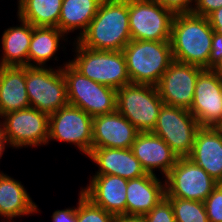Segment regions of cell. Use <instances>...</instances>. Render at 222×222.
<instances>
[{
  "mask_svg": "<svg viewBox=\"0 0 222 222\" xmlns=\"http://www.w3.org/2000/svg\"><path fill=\"white\" fill-rule=\"evenodd\" d=\"M163 104L154 85L131 83L117 90L116 110L139 132L153 131Z\"/></svg>",
  "mask_w": 222,
  "mask_h": 222,
  "instance_id": "6",
  "label": "cell"
},
{
  "mask_svg": "<svg viewBox=\"0 0 222 222\" xmlns=\"http://www.w3.org/2000/svg\"><path fill=\"white\" fill-rule=\"evenodd\" d=\"M20 26L5 29L2 34V58L3 66H28V50L31 43L33 26L22 19Z\"/></svg>",
  "mask_w": 222,
  "mask_h": 222,
  "instance_id": "23",
  "label": "cell"
},
{
  "mask_svg": "<svg viewBox=\"0 0 222 222\" xmlns=\"http://www.w3.org/2000/svg\"><path fill=\"white\" fill-rule=\"evenodd\" d=\"M30 107L26 91V67L3 66L0 72V118Z\"/></svg>",
  "mask_w": 222,
  "mask_h": 222,
  "instance_id": "21",
  "label": "cell"
},
{
  "mask_svg": "<svg viewBox=\"0 0 222 222\" xmlns=\"http://www.w3.org/2000/svg\"><path fill=\"white\" fill-rule=\"evenodd\" d=\"M146 174L129 179L126 190V215L144 216L166 195L165 180Z\"/></svg>",
  "mask_w": 222,
  "mask_h": 222,
  "instance_id": "20",
  "label": "cell"
},
{
  "mask_svg": "<svg viewBox=\"0 0 222 222\" xmlns=\"http://www.w3.org/2000/svg\"><path fill=\"white\" fill-rule=\"evenodd\" d=\"M131 149L148 174L156 175L154 172L158 168L164 174V178L178 159L171 147L152 132H139Z\"/></svg>",
  "mask_w": 222,
  "mask_h": 222,
  "instance_id": "17",
  "label": "cell"
},
{
  "mask_svg": "<svg viewBox=\"0 0 222 222\" xmlns=\"http://www.w3.org/2000/svg\"><path fill=\"white\" fill-rule=\"evenodd\" d=\"M213 32L207 17L192 12L174 15L170 37L174 61L209 69Z\"/></svg>",
  "mask_w": 222,
  "mask_h": 222,
  "instance_id": "2",
  "label": "cell"
},
{
  "mask_svg": "<svg viewBox=\"0 0 222 222\" xmlns=\"http://www.w3.org/2000/svg\"><path fill=\"white\" fill-rule=\"evenodd\" d=\"M77 205V222H114L115 216L95 205L82 191Z\"/></svg>",
  "mask_w": 222,
  "mask_h": 222,
  "instance_id": "28",
  "label": "cell"
},
{
  "mask_svg": "<svg viewBox=\"0 0 222 222\" xmlns=\"http://www.w3.org/2000/svg\"><path fill=\"white\" fill-rule=\"evenodd\" d=\"M199 128L189 110L163 104L152 133L162 138L180 158L190 155Z\"/></svg>",
  "mask_w": 222,
  "mask_h": 222,
  "instance_id": "10",
  "label": "cell"
},
{
  "mask_svg": "<svg viewBox=\"0 0 222 222\" xmlns=\"http://www.w3.org/2000/svg\"><path fill=\"white\" fill-rule=\"evenodd\" d=\"M214 127L217 128V129H222V114H221L220 121Z\"/></svg>",
  "mask_w": 222,
  "mask_h": 222,
  "instance_id": "39",
  "label": "cell"
},
{
  "mask_svg": "<svg viewBox=\"0 0 222 222\" xmlns=\"http://www.w3.org/2000/svg\"><path fill=\"white\" fill-rule=\"evenodd\" d=\"M87 156L99 167L95 174L118 175L128 180L147 174L131 148H92Z\"/></svg>",
  "mask_w": 222,
  "mask_h": 222,
  "instance_id": "19",
  "label": "cell"
},
{
  "mask_svg": "<svg viewBox=\"0 0 222 222\" xmlns=\"http://www.w3.org/2000/svg\"><path fill=\"white\" fill-rule=\"evenodd\" d=\"M209 222H222V183L204 201Z\"/></svg>",
  "mask_w": 222,
  "mask_h": 222,
  "instance_id": "29",
  "label": "cell"
},
{
  "mask_svg": "<svg viewBox=\"0 0 222 222\" xmlns=\"http://www.w3.org/2000/svg\"><path fill=\"white\" fill-rule=\"evenodd\" d=\"M154 1L158 2L161 6L171 11L174 15L192 12L195 4V0H154Z\"/></svg>",
  "mask_w": 222,
  "mask_h": 222,
  "instance_id": "31",
  "label": "cell"
},
{
  "mask_svg": "<svg viewBox=\"0 0 222 222\" xmlns=\"http://www.w3.org/2000/svg\"><path fill=\"white\" fill-rule=\"evenodd\" d=\"M93 118L79 107L67 104L49 115V141L74 144L86 155L92 149Z\"/></svg>",
  "mask_w": 222,
  "mask_h": 222,
  "instance_id": "12",
  "label": "cell"
},
{
  "mask_svg": "<svg viewBox=\"0 0 222 222\" xmlns=\"http://www.w3.org/2000/svg\"><path fill=\"white\" fill-rule=\"evenodd\" d=\"M222 58V34L213 32L212 49L209 58V69H211Z\"/></svg>",
  "mask_w": 222,
  "mask_h": 222,
  "instance_id": "33",
  "label": "cell"
},
{
  "mask_svg": "<svg viewBox=\"0 0 222 222\" xmlns=\"http://www.w3.org/2000/svg\"><path fill=\"white\" fill-rule=\"evenodd\" d=\"M76 53L69 63L83 76L115 90L131 84L123 51L88 49L74 40Z\"/></svg>",
  "mask_w": 222,
  "mask_h": 222,
  "instance_id": "4",
  "label": "cell"
},
{
  "mask_svg": "<svg viewBox=\"0 0 222 222\" xmlns=\"http://www.w3.org/2000/svg\"><path fill=\"white\" fill-rule=\"evenodd\" d=\"M211 69L222 79V58Z\"/></svg>",
  "mask_w": 222,
  "mask_h": 222,
  "instance_id": "38",
  "label": "cell"
},
{
  "mask_svg": "<svg viewBox=\"0 0 222 222\" xmlns=\"http://www.w3.org/2000/svg\"><path fill=\"white\" fill-rule=\"evenodd\" d=\"M146 222H176L171 202L164 197L144 215Z\"/></svg>",
  "mask_w": 222,
  "mask_h": 222,
  "instance_id": "30",
  "label": "cell"
},
{
  "mask_svg": "<svg viewBox=\"0 0 222 222\" xmlns=\"http://www.w3.org/2000/svg\"><path fill=\"white\" fill-rule=\"evenodd\" d=\"M172 204L176 222H209L202 201L166 197Z\"/></svg>",
  "mask_w": 222,
  "mask_h": 222,
  "instance_id": "27",
  "label": "cell"
},
{
  "mask_svg": "<svg viewBox=\"0 0 222 222\" xmlns=\"http://www.w3.org/2000/svg\"><path fill=\"white\" fill-rule=\"evenodd\" d=\"M7 145H8L7 140L5 139L2 129L0 128V159L2 157V154H4L6 148L5 146Z\"/></svg>",
  "mask_w": 222,
  "mask_h": 222,
  "instance_id": "37",
  "label": "cell"
},
{
  "mask_svg": "<svg viewBox=\"0 0 222 222\" xmlns=\"http://www.w3.org/2000/svg\"><path fill=\"white\" fill-rule=\"evenodd\" d=\"M103 0H63L58 22V29L68 33L79 30V36L87 30L90 22L98 12Z\"/></svg>",
  "mask_w": 222,
  "mask_h": 222,
  "instance_id": "24",
  "label": "cell"
},
{
  "mask_svg": "<svg viewBox=\"0 0 222 222\" xmlns=\"http://www.w3.org/2000/svg\"><path fill=\"white\" fill-rule=\"evenodd\" d=\"M219 183L188 157H180L165 177V197L204 202Z\"/></svg>",
  "mask_w": 222,
  "mask_h": 222,
  "instance_id": "11",
  "label": "cell"
},
{
  "mask_svg": "<svg viewBox=\"0 0 222 222\" xmlns=\"http://www.w3.org/2000/svg\"><path fill=\"white\" fill-rule=\"evenodd\" d=\"M23 186L19 180L0 172V216L7 218V222L39 211Z\"/></svg>",
  "mask_w": 222,
  "mask_h": 222,
  "instance_id": "22",
  "label": "cell"
},
{
  "mask_svg": "<svg viewBox=\"0 0 222 222\" xmlns=\"http://www.w3.org/2000/svg\"><path fill=\"white\" fill-rule=\"evenodd\" d=\"M62 67L26 66V91L30 107L48 115L68 104Z\"/></svg>",
  "mask_w": 222,
  "mask_h": 222,
  "instance_id": "7",
  "label": "cell"
},
{
  "mask_svg": "<svg viewBox=\"0 0 222 222\" xmlns=\"http://www.w3.org/2000/svg\"><path fill=\"white\" fill-rule=\"evenodd\" d=\"M114 222H146L144 216L138 215H116Z\"/></svg>",
  "mask_w": 222,
  "mask_h": 222,
  "instance_id": "36",
  "label": "cell"
},
{
  "mask_svg": "<svg viewBox=\"0 0 222 222\" xmlns=\"http://www.w3.org/2000/svg\"><path fill=\"white\" fill-rule=\"evenodd\" d=\"M63 0H18V18L35 27H56Z\"/></svg>",
  "mask_w": 222,
  "mask_h": 222,
  "instance_id": "26",
  "label": "cell"
},
{
  "mask_svg": "<svg viewBox=\"0 0 222 222\" xmlns=\"http://www.w3.org/2000/svg\"><path fill=\"white\" fill-rule=\"evenodd\" d=\"M128 179L118 175L94 174L89 185L81 188L95 205L116 215H126V190Z\"/></svg>",
  "mask_w": 222,
  "mask_h": 222,
  "instance_id": "16",
  "label": "cell"
},
{
  "mask_svg": "<svg viewBox=\"0 0 222 222\" xmlns=\"http://www.w3.org/2000/svg\"><path fill=\"white\" fill-rule=\"evenodd\" d=\"M51 217L52 222H77V207L56 210Z\"/></svg>",
  "mask_w": 222,
  "mask_h": 222,
  "instance_id": "34",
  "label": "cell"
},
{
  "mask_svg": "<svg viewBox=\"0 0 222 222\" xmlns=\"http://www.w3.org/2000/svg\"><path fill=\"white\" fill-rule=\"evenodd\" d=\"M122 51L133 84L156 86L174 61L170 41L130 40Z\"/></svg>",
  "mask_w": 222,
  "mask_h": 222,
  "instance_id": "3",
  "label": "cell"
},
{
  "mask_svg": "<svg viewBox=\"0 0 222 222\" xmlns=\"http://www.w3.org/2000/svg\"><path fill=\"white\" fill-rule=\"evenodd\" d=\"M203 70L200 66L173 61L156 85L163 103L189 110L196 80Z\"/></svg>",
  "mask_w": 222,
  "mask_h": 222,
  "instance_id": "13",
  "label": "cell"
},
{
  "mask_svg": "<svg viewBox=\"0 0 222 222\" xmlns=\"http://www.w3.org/2000/svg\"><path fill=\"white\" fill-rule=\"evenodd\" d=\"M207 19L213 31L222 34V7L210 13Z\"/></svg>",
  "mask_w": 222,
  "mask_h": 222,
  "instance_id": "35",
  "label": "cell"
},
{
  "mask_svg": "<svg viewBox=\"0 0 222 222\" xmlns=\"http://www.w3.org/2000/svg\"><path fill=\"white\" fill-rule=\"evenodd\" d=\"M2 68H3V65L1 64V61H0V72H1Z\"/></svg>",
  "mask_w": 222,
  "mask_h": 222,
  "instance_id": "40",
  "label": "cell"
},
{
  "mask_svg": "<svg viewBox=\"0 0 222 222\" xmlns=\"http://www.w3.org/2000/svg\"><path fill=\"white\" fill-rule=\"evenodd\" d=\"M222 7V0H195L192 13L207 17L213 11Z\"/></svg>",
  "mask_w": 222,
  "mask_h": 222,
  "instance_id": "32",
  "label": "cell"
},
{
  "mask_svg": "<svg viewBox=\"0 0 222 222\" xmlns=\"http://www.w3.org/2000/svg\"><path fill=\"white\" fill-rule=\"evenodd\" d=\"M0 128L11 147L26 148L48 144L49 115L33 107L9 112L1 117Z\"/></svg>",
  "mask_w": 222,
  "mask_h": 222,
  "instance_id": "8",
  "label": "cell"
},
{
  "mask_svg": "<svg viewBox=\"0 0 222 222\" xmlns=\"http://www.w3.org/2000/svg\"><path fill=\"white\" fill-rule=\"evenodd\" d=\"M188 158L222 183V129L200 127Z\"/></svg>",
  "mask_w": 222,
  "mask_h": 222,
  "instance_id": "18",
  "label": "cell"
},
{
  "mask_svg": "<svg viewBox=\"0 0 222 222\" xmlns=\"http://www.w3.org/2000/svg\"><path fill=\"white\" fill-rule=\"evenodd\" d=\"M131 40L170 41L174 14L154 0H128Z\"/></svg>",
  "mask_w": 222,
  "mask_h": 222,
  "instance_id": "9",
  "label": "cell"
},
{
  "mask_svg": "<svg viewBox=\"0 0 222 222\" xmlns=\"http://www.w3.org/2000/svg\"><path fill=\"white\" fill-rule=\"evenodd\" d=\"M189 112L198 121L200 127H214L220 121L222 79L212 69H204L198 75Z\"/></svg>",
  "mask_w": 222,
  "mask_h": 222,
  "instance_id": "14",
  "label": "cell"
},
{
  "mask_svg": "<svg viewBox=\"0 0 222 222\" xmlns=\"http://www.w3.org/2000/svg\"><path fill=\"white\" fill-rule=\"evenodd\" d=\"M65 37H67L66 34L56 27L33 26L28 50V66L46 67V62L52 57L58 61L55 55L59 50L60 40L65 41Z\"/></svg>",
  "mask_w": 222,
  "mask_h": 222,
  "instance_id": "25",
  "label": "cell"
},
{
  "mask_svg": "<svg viewBox=\"0 0 222 222\" xmlns=\"http://www.w3.org/2000/svg\"><path fill=\"white\" fill-rule=\"evenodd\" d=\"M131 40L128 0H103L77 41L88 49L122 51Z\"/></svg>",
  "mask_w": 222,
  "mask_h": 222,
  "instance_id": "1",
  "label": "cell"
},
{
  "mask_svg": "<svg viewBox=\"0 0 222 222\" xmlns=\"http://www.w3.org/2000/svg\"><path fill=\"white\" fill-rule=\"evenodd\" d=\"M139 131L117 110L93 117L92 148H131Z\"/></svg>",
  "mask_w": 222,
  "mask_h": 222,
  "instance_id": "15",
  "label": "cell"
},
{
  "mask_svg": "<svg viewBox=\"0 0 222 222\" xmlns=\"http://www.w3.org/2000/svg\"><path fill=\"white\" fill-rule=\"evenodd\" d=\"M67 84L68 104L92 118L116 111L117 90L83 76L69 62L61 68Z\"/></svg>",
  "mask_w": 222,
  "mask_h": 222,
  "instance_id": "5",
  "label": "cell"
}]
</instances>
